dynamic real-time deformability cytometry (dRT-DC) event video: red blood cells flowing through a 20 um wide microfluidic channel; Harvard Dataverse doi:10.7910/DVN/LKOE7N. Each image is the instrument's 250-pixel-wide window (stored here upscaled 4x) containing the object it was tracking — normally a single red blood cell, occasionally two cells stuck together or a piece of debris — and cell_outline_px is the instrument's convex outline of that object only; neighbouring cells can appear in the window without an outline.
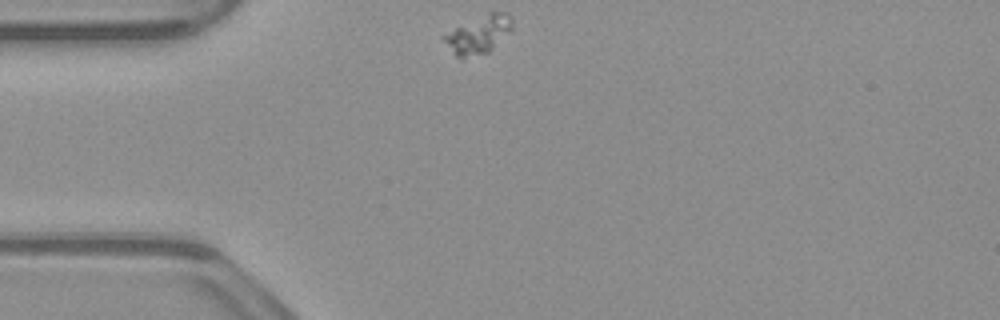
{"species": "common noctule bat (a hibernating species)", "species_latin": "Nyctalus noctula", "temperature_condition": "warm", "stored_images_in_passage": 43, "camera_frame_rate_fps": 3000, "um_per_image_px": 0.085, "animal": {"sex": "male", "body_mass_g": 23.1, "forearm_length_mm": 52.7}, "frame": {"image": 1, "passage_image": 1, "time_ms": 0.0, "image_size_px": [1000, 320], "cell_outline_px": [[512, 28], [488, 52], [464, 60], [460, 60], [456, 56], [440, 36], [488, 12], [508, 12], [512, 16]], "centroid_in_image_um": [40.67, 2.96], "position_along_channel_um": 44.3, "area_um2": 14.91}}
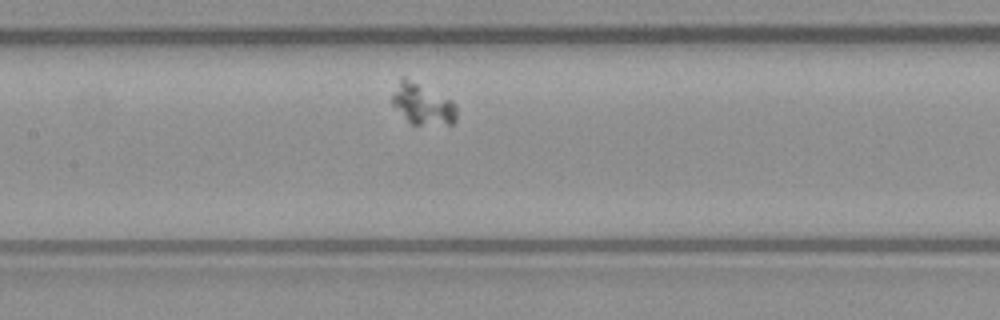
{"frame": {"image": 2, "passage_image": 13, "time_ms": 4.0, "image_size_px": [1000, 320], "cell_outline_px": [[456, 120], [452, 124], [412, 124], [392, 104], [392, 96], [400, 76], [404, 76], [452, 100], [456, 104]], "centroid_in_image_um": [35.92, 8.83], "position_along_channel_um": 171.5, "area_um2": 15.2}}
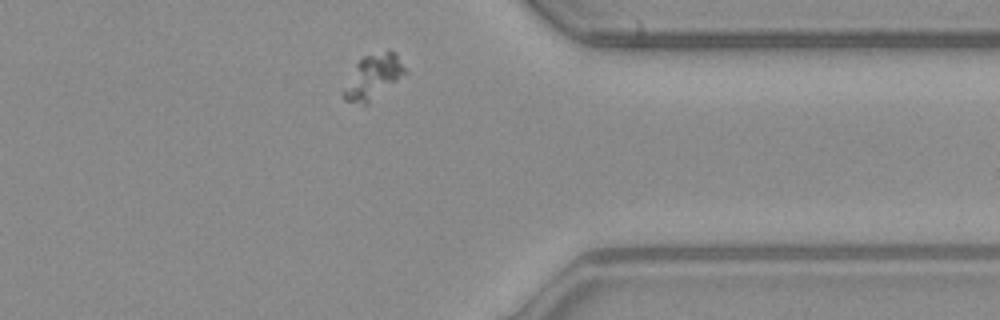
{"frame": {"image": 3, "passage_image": 31, "time_ms": 10.0, "image_size_px": [1000, 320], "cell_outline_px": [[408, 72], [368, 104], [364, 104], [344, 100], [344, 92], [356, 64], [364, 56], [388, 48], [396, 52]], "centroid_in_image_um": [31.8, 6.48], "position_along_channel_um": 379.6, "area_um2": 15.66}}